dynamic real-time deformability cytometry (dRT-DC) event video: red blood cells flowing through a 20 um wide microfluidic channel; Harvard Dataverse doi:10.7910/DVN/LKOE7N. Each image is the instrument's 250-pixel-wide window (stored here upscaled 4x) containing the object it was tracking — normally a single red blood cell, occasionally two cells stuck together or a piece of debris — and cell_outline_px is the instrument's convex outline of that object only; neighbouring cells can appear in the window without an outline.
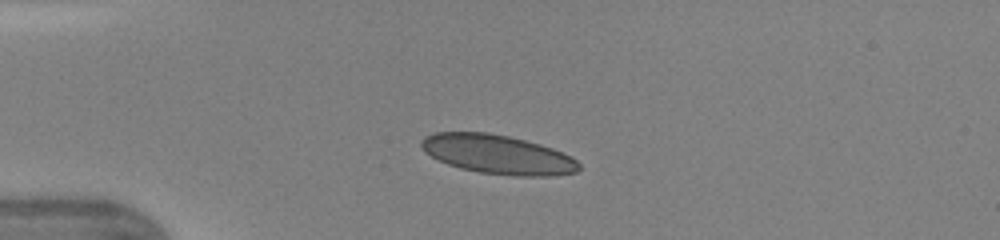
{"species": "human", "species_latin": "Homo sapiens", "temperature_condition": "warm", "stored_images_in_passage": 35, "camera_frame_rate_fps": 3000, "um_per_image_px": 0.085, "donor": {"sex": "female"}, "frame": {"image": 1, "passage_image": 1, "time_ms": 0.0, "image_size_px": [1000, 240], "cell_outline_px": [[580, 168], [576, 172], [552, 176], [512, 176], [480, 172], [460, 168], [448, 164], [424, 152], [420, 144], [420, 140], [424, 136], [436, 132], [488, 132], [508, 136], [540, 144], [552, 148], [572, 156], [580, 164]], "centroid_in_image_um": [42.3, 13.12], "position_along_channel_um": 42.7, "area_um2": 36.01}}
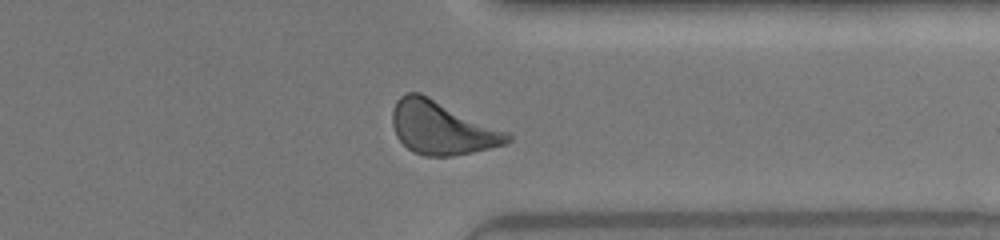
{"frame": {"image": 2, "passage_image": 26, "time_ms": 8.333, "image_size_px": [1000, 240], "cell_outline_px": [[512, 140], [508, 144], [472, 152], [452, 156], [424, 156], [412, 152], [396, 136], [392, 124], [392, 112], [396, 100], [400, 96], [408, 92], [420, 92], [508, 132], [512, 136]], "centroid_in_image_um": [37.55, 10.87], "position_along_channel_um": 373.8, "area_um2": 35.78}}
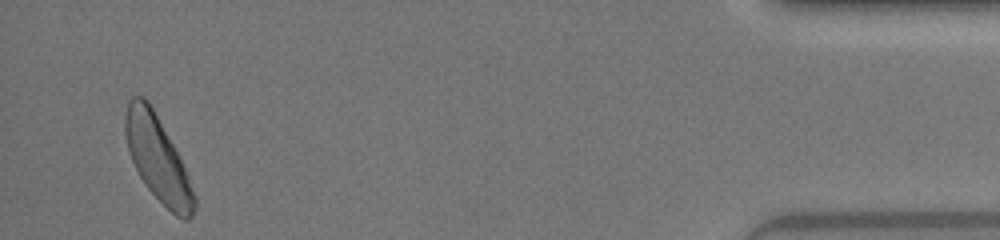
{"frame": {"image": 3, "passage_image": 34, "time_ms": 11.0, "image_size_px": [1000, 240], "cell_outline_px": [[196, 208], [192, 216], [188, 220], [184, 220], [176, 216], [148, 188], [140, 176], [128, 152], [124, 132], [124, 120], [128, 100], [132, 96], [140, 96], [148, 100], [172, 144], [188, 176], [196, 196]], "centroid_in_image_um": [13.39, 13.49], "position_along_channel_um": 421.8, "area_um2": 33.47}, "authors_computed_cell_mechanics": {"area_um2": 34.3332, "velocity_mm_per_s": 4.3439, "shape_relaxation_time_tau1_ms": 5.0551, "shape_relaxation_time_tau2_ms": null, "deformation_change_tau1": 0.1212, "deformation_change_tau2": null}}